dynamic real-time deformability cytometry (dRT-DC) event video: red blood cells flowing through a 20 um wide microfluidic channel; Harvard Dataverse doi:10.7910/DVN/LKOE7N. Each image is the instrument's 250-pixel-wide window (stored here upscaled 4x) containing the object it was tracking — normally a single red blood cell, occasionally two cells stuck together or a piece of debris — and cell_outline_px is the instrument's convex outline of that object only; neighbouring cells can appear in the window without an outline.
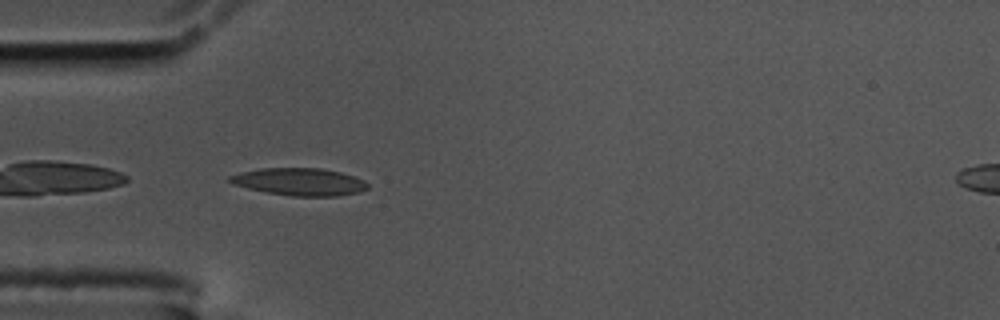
{"species": "common noctule bat (a hibernating species)", "species_latin": "Nyctalus noctula", "temperature_condition": "cold", "stored_images_in_passage": 42, "camera_frame_rate_fps": 3000, "um_per_image_px": 0.085, "animal": {"sex": "male", "body_mass_g": 17.5, "forearm_length_mm": 52.3}, "frame": {"image": 1, "passage_image": 1, "time_ms": 0.0, "image_size_px": [1000, 320], "cell_outline_px": [[368, 188], [360, 192], [336, 196], [292, 196], [268, 192], [248, 188], [232, 184], [228, 180], [228, 176], [240, 172], [260, 168], [320, 168], [340, 172], [364, 180], [368, 184]], "centroid_in_image_um": [25.45, 15.45], "position_along_channel_um": 59.6, "area_um2": 21.96}}
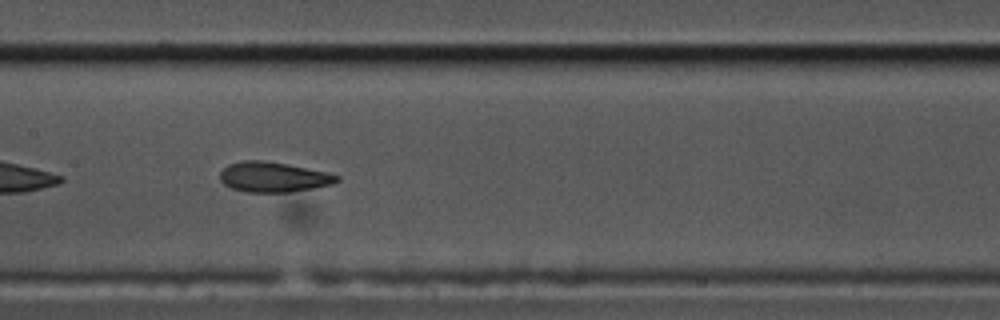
{"frame": {"image": 2, "passage_image": 12, "time_ms": 3.667, "image_size_px": [1000, 320], "cell_outline_px": [[340, 180], [332, 184], [312, 188], [288, 192], [248, 192], [232, 188], [224, 184], [220, 180], [220, 172], [228, 164], [244, 160], [264, 160], [288, 164], [324, 172], [340, 176]], "centroid_in_image_um": [23.21, 15.04], "position_along_channel_um": 184.2, "area_um2": 20.35}}
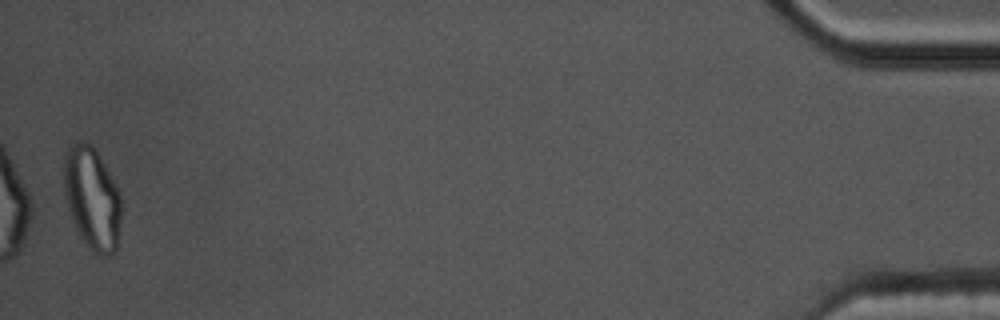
{"frame": {"image": 3, "passage_image": 41, "time_ms": 13.333, "image_size_px": [1000, 320], "cell_outline_px": [[120, 220], [116, 252], [108, 256], [96, 256], [84, 244], [72, 220], [68, 208], [64, 192], [64, 152], [72, 144], [80, 140], [88, 140], [92, 144], [120, 192]], "centroid_in_image_um": [7.81, 16.87], "position_along_channel_um": 427.4, "area_um2": 34.51}, "authors_computed_cell_mechanics": {"area_um2": 21.4438, "velocity_mm_per_s": 3.4674, "shape_relaxation_time_tau1_ms": null, "shape_relaxation_time_tau2_ms": 2.4344, "deformation_change_tau1": null, "deformation_change_tau2": 0.0992}}